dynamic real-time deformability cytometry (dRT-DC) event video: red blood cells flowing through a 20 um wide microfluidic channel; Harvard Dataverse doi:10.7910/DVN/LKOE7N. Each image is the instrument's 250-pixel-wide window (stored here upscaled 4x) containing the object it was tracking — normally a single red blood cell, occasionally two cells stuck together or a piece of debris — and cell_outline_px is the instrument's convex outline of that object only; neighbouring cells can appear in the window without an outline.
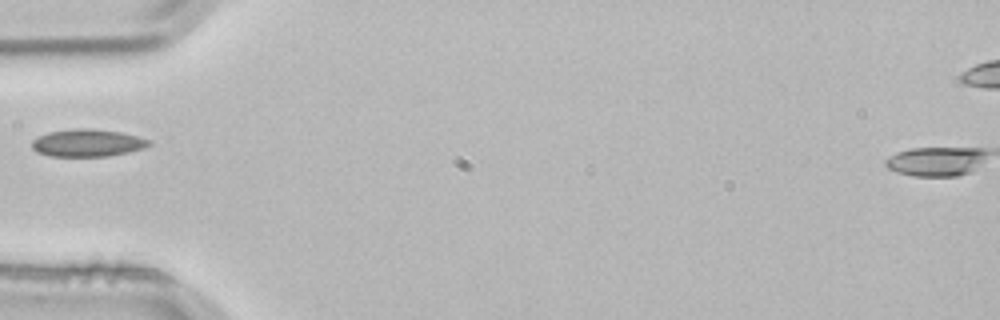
{"species": "common noctule bat (a hibernating species)", "species_latin": "Nyctalus noctula", "temperature_condition": "room temperature", "stored_images_in_passage": 5, "camera_frame_rate_fps": 3000, "um_per_image_px": 0.085, "animal": {"sex": "male", "body_mass_g": 21.5, "forearm_length_mm": 52.0}, "frame": {"image": 1, "passage_image": 5, "time_ms": 1.333, "image_size_px": [1000, 320], "cell_outline_px": [[152, 144], [144, 148], [128, 152], [108, 156], [52, 156], [36, 152], [32, 148], [32, 140], [48, 132], [72, 128], [92, 128], [120, 132], [140, 136], [152, 140]], "centroid_in_image_um": [7.47, 12.13], "position_along_channel_um": 77.5, "area_um2": 18.9}}